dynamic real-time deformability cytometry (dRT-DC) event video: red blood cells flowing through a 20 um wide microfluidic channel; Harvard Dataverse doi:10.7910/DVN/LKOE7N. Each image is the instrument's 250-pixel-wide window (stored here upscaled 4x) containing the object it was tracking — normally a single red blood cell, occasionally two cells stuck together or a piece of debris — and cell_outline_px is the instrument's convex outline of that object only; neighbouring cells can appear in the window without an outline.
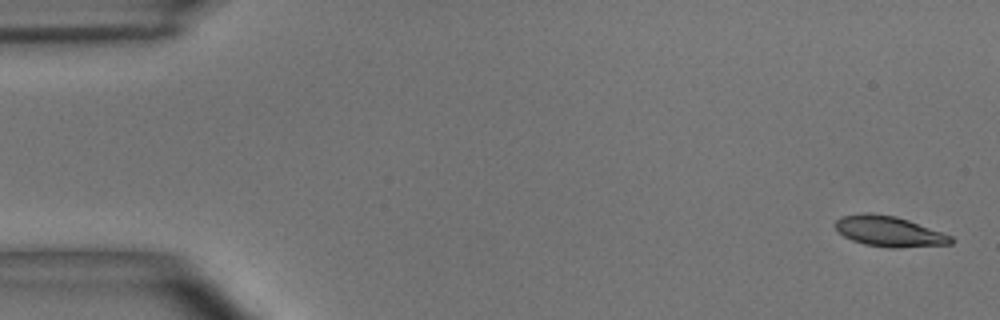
{"species": "common noctule bat (a hibernating species)", "species_latin": "Nyctalus noctula", "temperature_condition": "room temperature", "stored_images_in_passage": 5, "camera_frame_rate_fps": 3000, "um_per_image_px": 0.085, "animal": {"sex": "male", "body_mass_g": 15.6}, "frame": {"image": 1, "passage_image": 1, "time_ms": 0.0, "image_size_px": [1000, 320], "cell_outline_px": [[956, 240], [952, 244], [896, 248], [888, 248], [864, 244], [852, 240], [844, 236], [832, 224], [840, 216], [868, 212], [872, 212], [896, 216], [908, 220], [952, 236]], "centroid_in_image_um": [75.56, 19.66], "position_along_channel_um": 9.4, "area_um2": 20.69}}
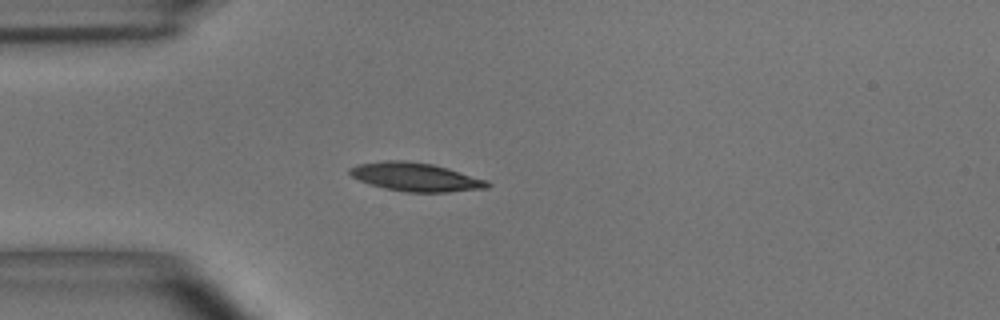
{"frame": {"image": 2, "passage_image": 4, "time_ms": 1.0, "image_size_px": [1000, 320], "cell_outline_px": [[492, 184], [488, 188], [448, 192], [404, 192], [384, 188], [368, 184], [352, 176], [348, 172], [348, 168], [356, 164], [384, 160], [404, 160], [432, 164], [448, 168], [488, 180]], "centroid_in_image_um": [35.32, 15.04], "position_along_channel_um": 49.7, "area_um2": 23.12}}